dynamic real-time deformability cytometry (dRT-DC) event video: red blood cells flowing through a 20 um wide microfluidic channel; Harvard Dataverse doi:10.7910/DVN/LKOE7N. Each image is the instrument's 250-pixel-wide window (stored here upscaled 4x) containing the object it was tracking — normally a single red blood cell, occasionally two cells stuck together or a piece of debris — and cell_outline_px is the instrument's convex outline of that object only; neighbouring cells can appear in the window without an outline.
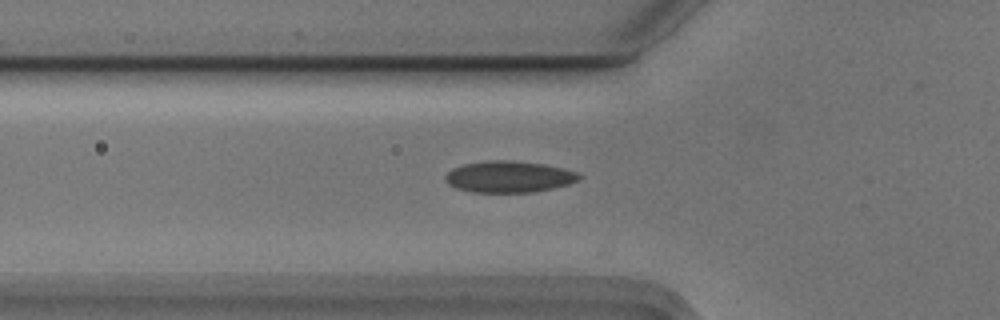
{"species": "Egyptian fruit bat (a non-hibernating species)", "species_latin": "Rousettus aegyptiacus", "temperature_condition": "cold", "stored_images_in_passage": 32, "camera_frame_rate_fps": 3000, "um_per_image_px": 0.085, "animal": {"sex": "male"}, "frame": {"image": 1, "passage_image": 2, "time_ms": 0.333, "image_size_px": [1000, 320], "cell_outline_px": [[580, 176], [576, 180], [568, 184], [552, 188], [532, 192], [472, 192], [456, 188], [448, 184], [444, 180], [444, 176], [452, 168], [464, 164], [488, 160], [512, 160], [544, 164], [564, 168], [576, 172]], "centroid_in_image_um": [43.2, 15.01], "position_along_channel_um": 82.6, "area_um2": 24.45}}
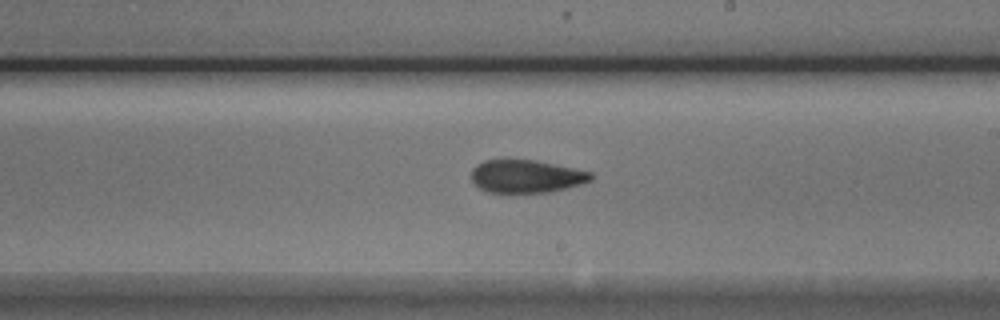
{"frame": {"image": 2, "passage_image": 15, "time_ms": 4.667, "image_size_px": [1000, 320], "cell_outline_px": [[596, 176], [592, 180], [584, 184], [552, 192], [488, 192], [480, 188], [472, 180], [472, 168], [476, 164], [484, 160], [536, 160], [592, 172]], "centroid_in_image_um": [44.79, 14.99], "position_along_channel_um": 244.2, "area_um2": 23.06}}
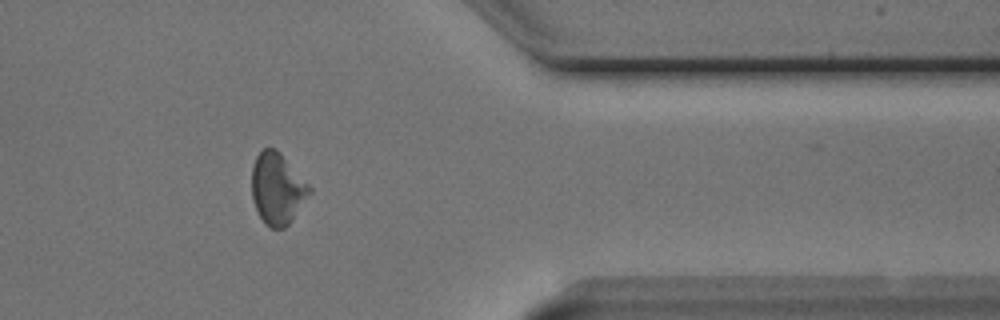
{"frame": {"image": 3, "passage_image": 28, "time_ms": 9.0, "image_size_px": [1000, 320], "cell_outline_px": [[312, 192], [292, 220], [284, 228], [272, 228], [264, 224], [252, 200], [252, 164], [256, 156], [264, 148], [276, 148], [280, 152], [312, 188]], "centroid_in_image_um": [23.57, 16.03], "position_along_channel_um": 387.8, "area_um2": 24.04}, "authors_computed_cell_mechanics": {"area_um2": 23.409, "velocity_mm_per_s": 3.7276, "shape_relaxation_time_tau1_ms": null, "shape_relaxation_time_tau2_ms": 2.2253, "deformation_change_tau1": null, "deformation_change_tau2": 0.0829}}